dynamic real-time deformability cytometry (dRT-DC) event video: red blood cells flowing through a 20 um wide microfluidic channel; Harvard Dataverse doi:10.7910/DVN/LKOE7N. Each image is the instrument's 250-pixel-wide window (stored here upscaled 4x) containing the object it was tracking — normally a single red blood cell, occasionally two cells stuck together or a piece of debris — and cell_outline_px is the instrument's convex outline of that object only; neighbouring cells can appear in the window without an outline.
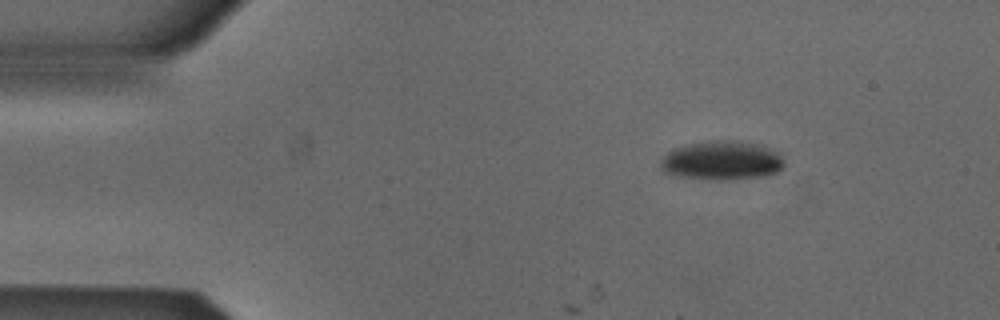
{"species": "Egyptian fruit bat (a non-hibernating species)", "species_latin": "Rousettus aegyptiacus", "temperature_condition": "cold", "stored_images_in_passage": 11, "camera_frame_rate_fps": 3000, "um_per_image_px": 0.085, "animal": {"sex": "male"}, "frame": {"image": 1, "passage_image": 1, "time_ms": 0.0, "image_size_px": [1000, 320], "cell_outline_px": [[784, 164], [776, 172], [760, 176], [680, 176], [664, 172], [660, 168], [660, 160], [672, 148], [684, 144], [708, 140], [732, 140], [760, 144], [780, 152], [784, 160]], "centroid_in_image_um": [61.34, 13.55], "position_along_channel_um": 23.7, "area_um2": 27.05}}
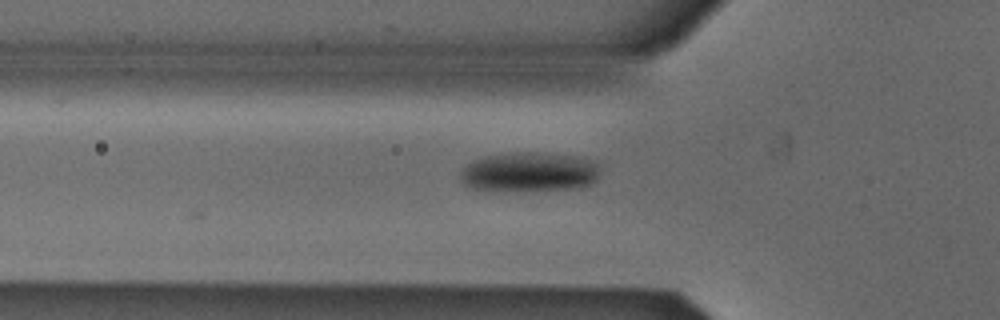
{"frame": {"image": 2, "passage_image": 11, "time_ms": 3.333, "image_size_px": [1000, 320], "cell_outline_px": [[596, 180], [588, 184], [572, 188], [476, 188], [464, 184], [460, 180], [460, 172], [472, 160], [484, 156], [516, 152], [536, 152], [572, 156], [592, 160], [596, 164]], "centroid_in_image_um": [44.94, 14.56], "position_along_channel_um": 80.9, "area_um2": 30.58}}